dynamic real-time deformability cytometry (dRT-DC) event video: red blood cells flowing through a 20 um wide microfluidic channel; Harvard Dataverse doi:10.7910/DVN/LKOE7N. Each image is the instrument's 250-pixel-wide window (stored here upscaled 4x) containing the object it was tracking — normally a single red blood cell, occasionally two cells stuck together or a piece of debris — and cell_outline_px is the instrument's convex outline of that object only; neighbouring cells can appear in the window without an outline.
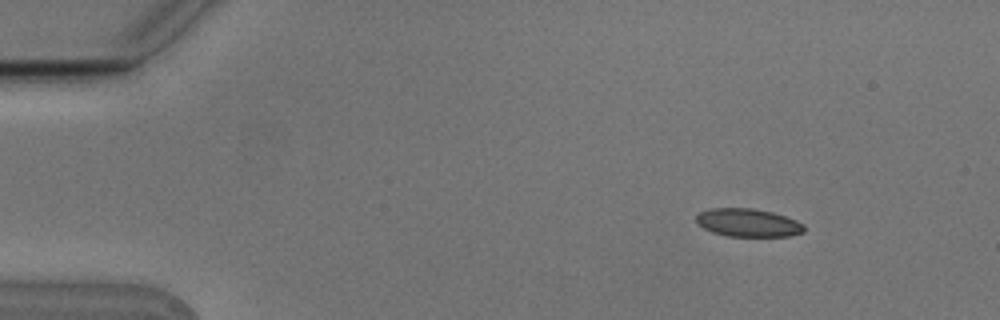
{"species": "Egyptian fruit bat (a non-hibernating species)", "species_latin": "Rousettus aegyptiacus", "temperature_condition": "cold", "stored_images_in_passage": 6, "camera_frame_rate_fps": 3000, "um_per_image_px": 0.085, "animal": {"sex": "male"}, "frame": {"image": 1, "passage_image": 1, "time_ms": 0.0, "image_size_px": [1000, 320], "cell_outline_px": [[804, 232], [788, 236], [728, 236], [712, 232], [696, 224], [696, 216], [700, 212], [712, 208], [752, 208], [772, 212], [796, 220], [804, 224]], "centroid_in_image_um": [63.57, 18.93], "position_along_channel_um": 21.4, "area_um2": 17.63}}
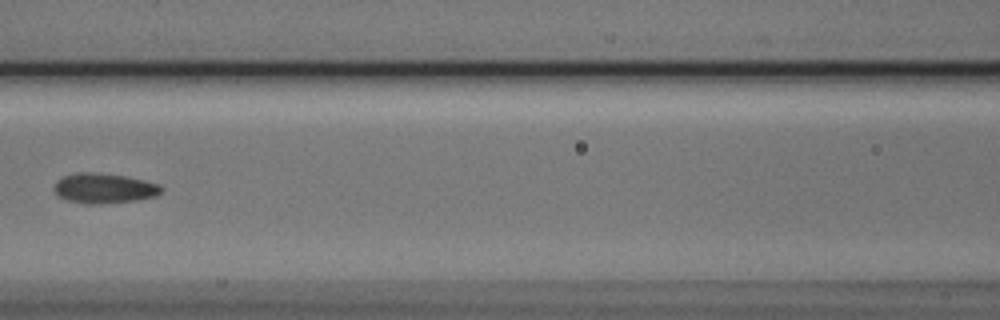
{"frame": {"image": 2, "passage_image": 6, "time_ms": 1.667, "image_size_px": [1000, 320], "cell_outline_px": [[164, 188], [156, 196], [140, 200], [100, 204], [88, 204], [68, 200], [56, 196], [52, 188], [56, 180], [64, 176], [80, 172], [88, 172], [124, 176], [144, 180], [160, 184]], "centroid_in_image_um": [8.83, 16.02], "position_along_channel_um": 157.8, "area_um2": 18.9}}